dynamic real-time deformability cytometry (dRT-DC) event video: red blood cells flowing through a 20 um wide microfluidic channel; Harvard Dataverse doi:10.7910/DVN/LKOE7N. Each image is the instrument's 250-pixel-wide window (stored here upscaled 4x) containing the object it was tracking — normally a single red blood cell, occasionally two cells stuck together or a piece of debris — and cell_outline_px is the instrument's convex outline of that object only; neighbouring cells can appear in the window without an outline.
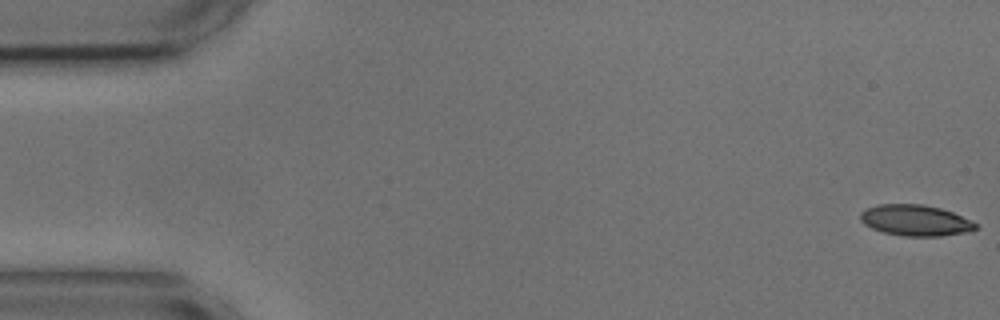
{"species": "common noctule bat (a hibernating species)", "species_latin": "Nyctalus noctula", "temperature_condition": "cold", "stored_images_in_passage": 56, "segment_of_instrument_passage": [1, 2], "camera_frame_rate_fps": 3000, "um_per_image_px": 0.085, "animal": {"sex": "male", "body_mass_g": 17.9, "forearm_length_mm": 54.2}, "frame": {"image": 1, "passage_image": 1, "time_ms": 0.0, "image_size_px": [1000, 320], "cell_outline_px": [[980, 228], [964, 232], [940, 236], [904, 236], [884, 232], [872, 228], [864, 224], [860, 220], [860, 212], [876, 204], [920, 204], [940, 208], [952, 212], [980, 224]], "centroid_in_image_um": [77.82, 18.73], "position_along_channel_um": 7.2, "area_um2": 20.81}}
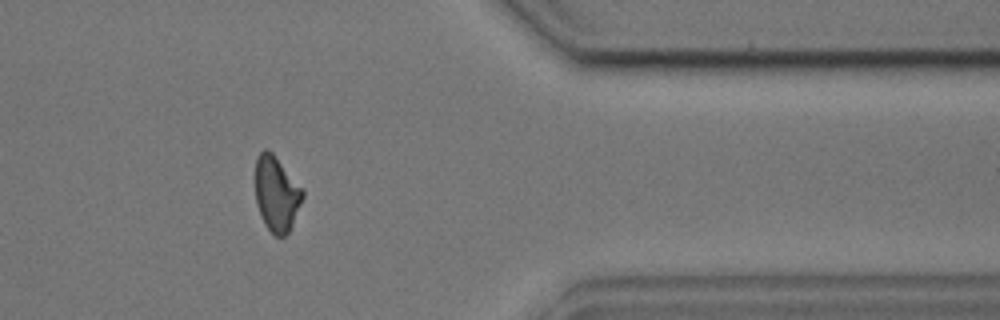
{"frame": {"image": 2, "passage_image": 45, "time_ms": 14.667, "image_size_px": [1000, 320], "cell_outline_px": [[304, 196], [292, 224], [288, 232], [284, 236], [276, 236], [264, 224], [256, 204], [256, 156], [264, 148], [268, 148], [272, 152], [304, 192]], "centroid_in_image_um": [23.48, 16.46], "position_along_channel_um": 387.9, "area_um2": 20.35}}
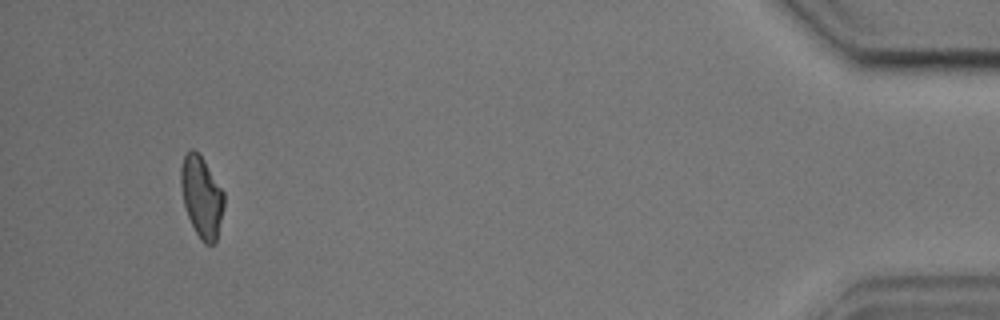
{"frame": {"image": 3, "passage_image": 52, "time_ms": 17.0, "image_size_px": [1000, 320], "cell_outline_px": [[224, 208], [216, 244], [204, 244], [200, 240], [188, 216], [184, 204], [180, 184], [180, 168], [184, 156], [188, 148], [192, 148], [204, 160], [224, 192]], "centroid_in_image_um": [17.14, 16.74], "position_along_channel_um": 418.1, "area_um2": 20.52}}